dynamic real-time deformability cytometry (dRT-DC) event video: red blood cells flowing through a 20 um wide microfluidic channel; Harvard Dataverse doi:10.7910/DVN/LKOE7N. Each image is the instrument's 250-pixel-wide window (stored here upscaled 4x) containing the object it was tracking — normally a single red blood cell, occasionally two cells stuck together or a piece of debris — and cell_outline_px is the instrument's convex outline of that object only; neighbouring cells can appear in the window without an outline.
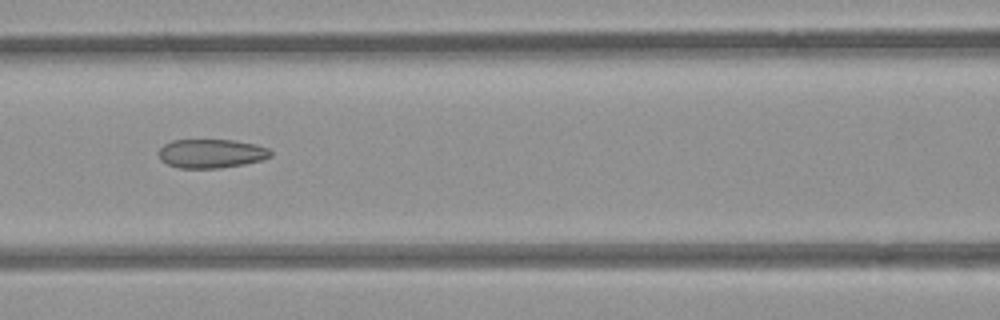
{"species": "common noctule bat (a hibernating species)", "species_latin": "Nyctalus noctula", "temperature_condition": "room temperature", "stored_images_in_passage": 8, "camera_frame_rate_fps": 3000, "um_per_image_px": 0.085, "animal": {"sex": "female", "body_mass_g": 21.9}, "frame": {"image": 1, "passage_image": 7, "time_ms": 2.0, "image_size_px": [1000, 320], "cell_outline_px": [[272, 156], [260, 160], [244, 164], [216, 168], [180, 168], [168, 164], [160, 160], [156, 152], [164, 144], [172, 140], [232, 140], [256, 144], [268, 148], [272, 152]], "centroid_in_image_um": [17.92, 13.04], "position_along_channel_um": 148.7, "area_um2": 18.9}}
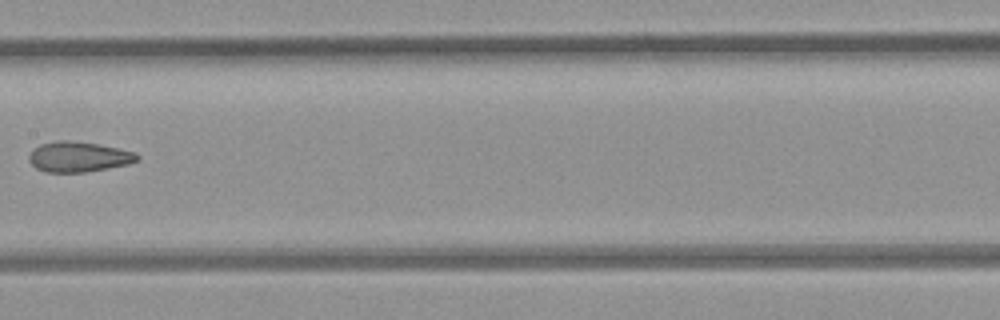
{"frame": {"image": 2, "passage_image": 8, "time_ms": 2.333, "image_size_px": [1000, 320], "cell_outline_px": [[140, 160], [128, 164], [108, 168], [84, 172], [44, 172], [36, 168], [28, 160], [28, 156], [40, 144], [56, 140], [68, 140], [96, 144], [136, 152], [140, 156]], "centroid_in_image_um": [6.69, 13.33], "position_along_channel_um": 200.7, "area_um2": 19.02}}